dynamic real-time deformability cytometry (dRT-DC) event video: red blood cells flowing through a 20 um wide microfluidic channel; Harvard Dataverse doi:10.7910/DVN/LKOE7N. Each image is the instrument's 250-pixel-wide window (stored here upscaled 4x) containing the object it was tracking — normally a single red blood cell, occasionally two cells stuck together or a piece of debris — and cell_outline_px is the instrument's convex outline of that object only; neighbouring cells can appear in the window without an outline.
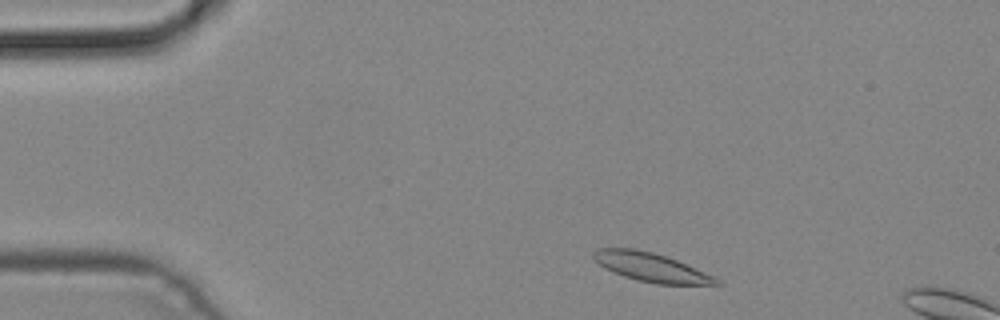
{"species": "common noctule bat (a hibernating species)", "species_latin": "Nyctalus noctula", "temperature_condition": "cold", "stored_images_in_passage": 3, "camera_frame_rate_fps": 3000, "um_per_image_px": 0.085, "animal": {"sex": "male", "body_mass_g": 19.2, "forearm_length_mm": 51.8}, "frame": {"image": 1, "passage_image": 1, "time_ms": 0.0, "image_size_px": [1000, 320], "cell_outline_px": [[724, 284], [656, 284], [636, 280], [612, 272], [604, 268], [592, 256], [592, 252], [596, 248], [636, 248], [668, 256], [712, 276], [720, 280]], "centroid_in_image_um": [55.29, 22.7], "position_along_channel_um": 29.7, "area_um2": 20.52}}